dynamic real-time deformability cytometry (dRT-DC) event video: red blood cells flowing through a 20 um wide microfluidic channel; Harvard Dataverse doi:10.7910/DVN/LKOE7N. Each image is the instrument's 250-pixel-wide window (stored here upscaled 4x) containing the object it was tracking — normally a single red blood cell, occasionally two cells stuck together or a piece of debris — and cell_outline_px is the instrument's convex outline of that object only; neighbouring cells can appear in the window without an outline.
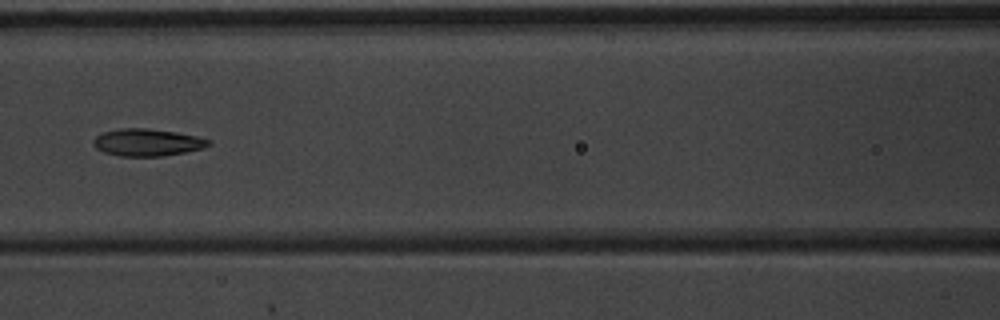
{"species": "common noctule bat (a hibernating species)", "species_latin": "Nyctalus noctula", "temperature_condition": "warm", "stored_images_in_passage": 7, "camera_frame_rate_fps": 3000, "um_per_image_px": 0.085, "animal": {"sex": "male", "body_mass_g": 20.1, "forearm_length_mm": 53.5}, "frame": {"image": 1, "passage_image": 7, "time_ms": 2.0, "image_size_px": [1000, 320], "cell_outline_px": [[212, 144], [204, 148], [164, 156], [120, 156], [104, 152], [96, 148], [92, 144], [92, 140], [96, 136], [104, 132], [120, 128], [148, 128], [176, 132], [196, 136], [212, 140]], "centroid_in_image_um": [12.53, 12.1], "position_along_channel_um": 154.1, "area_um2": 18.38}}